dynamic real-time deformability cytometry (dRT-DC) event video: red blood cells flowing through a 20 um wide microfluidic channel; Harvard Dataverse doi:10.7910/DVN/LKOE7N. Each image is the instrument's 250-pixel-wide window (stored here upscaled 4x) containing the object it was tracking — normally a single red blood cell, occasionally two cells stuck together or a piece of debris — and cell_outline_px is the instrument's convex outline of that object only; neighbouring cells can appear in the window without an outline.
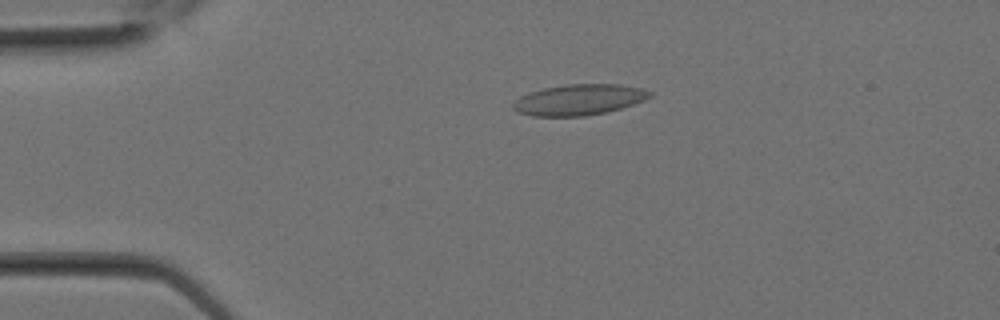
{"species": "Egyptian fruit bat (a non-hibernating species)", "species_latin": "Rousettus aegyptiacus", "temperature_condition": "room temperature", "stored_images_in_passage": 7, "camera_frame_rate_fps": 3000, "um_per_image_px": 0.085, "animal": {"sex": "female"}, "frame": {"image": 1, "passage_image": 3, "time_ms": 0.667, "image_size_px": [1000, 320], "cell_outline_px": [[652, 96], [644, 100], [620, 108], [604, 112], [584, 116], [532, 116], [516, 112], [512, 108], [512, 104], [520, 96], [528, 92], [544, 88], [568, 84], [620, 84], [640, 88], [652, 92]], "centroid_in_image_um": [49.17, 8.47], "position_along_channel_um": 35.8, "area_um2": 24.51}}
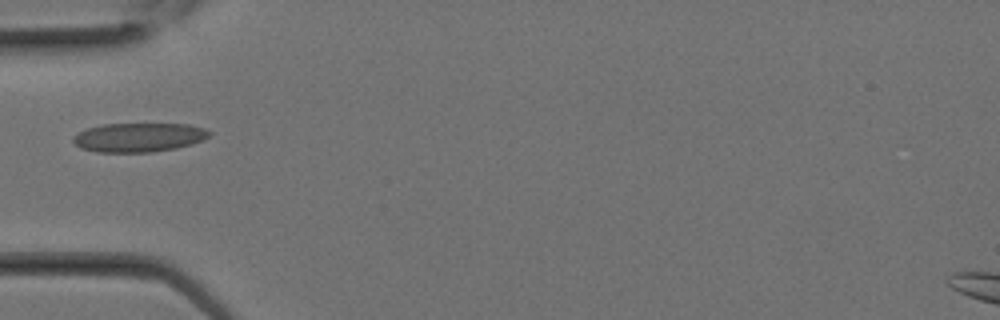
{"frame": {"image": 2, "passage_image": 6, "time_ms": 1.667, "image_size_px": [1000, 320], "cell_outline_px": [[212, 132], [204, 140], [192, 144], [176, 148], [152, 152], [96, 152], [80, 148], [72, 140], [72, 136], [88, 128], [104, 124], [188, 124], [204, 128]], "centroid_in_image_um": [11.81, 11.68], "position_along_channel_um": 73.2, "area_um2": 23.06}}